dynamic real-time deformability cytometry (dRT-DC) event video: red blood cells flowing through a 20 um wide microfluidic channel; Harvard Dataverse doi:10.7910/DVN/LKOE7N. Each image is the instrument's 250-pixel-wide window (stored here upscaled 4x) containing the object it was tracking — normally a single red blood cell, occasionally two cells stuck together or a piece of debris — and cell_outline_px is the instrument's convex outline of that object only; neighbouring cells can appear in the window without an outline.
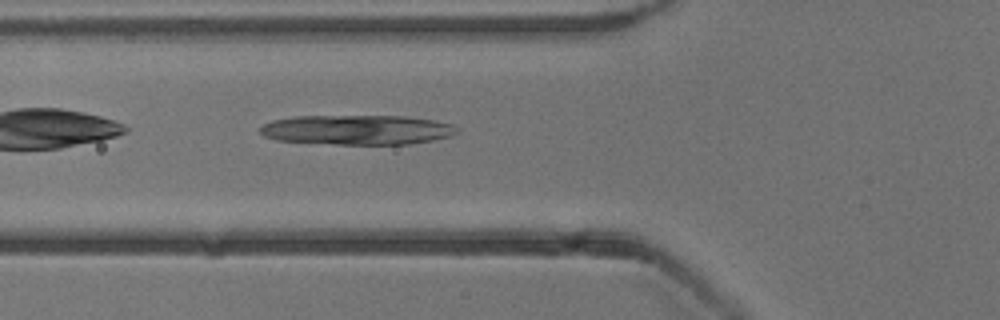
{"species": "common noctule bat (a hibernating species)", "species_latin": "Nyctalus noctula", "temperature_condition": "cold", "stored_images_in_passage": 37, "camera_frame_rate_fps": 3000, "um_per_image_px": 0.085, "animal": {"sex": "male", "body_mass_g": 13.3}, "frame": {"image": 1, "passage_image": 5, "time_ms": 1.333, "image_size_px": [1000, 320], "cell_outline_px": [[460, 132], [452, 136], [432, 140], [408, 144], [336, 144], [276, 140], [264, 136], [260, 132], [260, 128], [264, 124], [272, 120], [296, 116], [404, 116], [432, 120], [452, 124], [460, 128]], "centroid_in_image_um": [30.39, 11.03], "position_along_channel_um": 95.4, "area_um2": 34.16}}
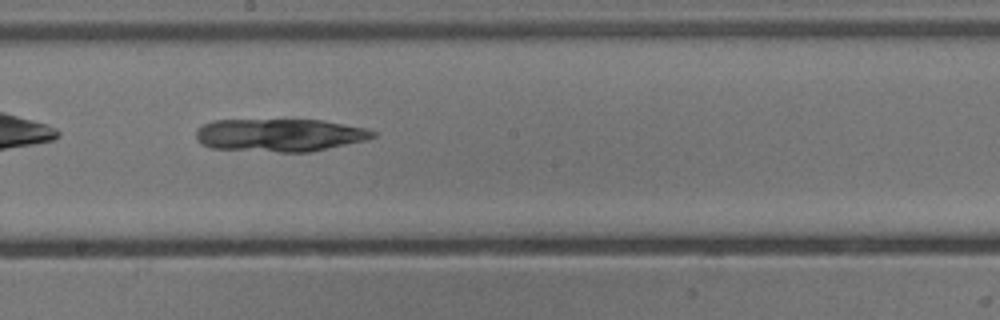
{"frame": {"image": 2, "passage_image": 15, "time_ms": 4.667, "image_size_px": [1000, 320], "cell_outline_px": [[376, 136], [364, 140], [308, 152], [276, 152], [212, 148], [200, 144], [196, 140], [196, 132], [204, 124], [212, 120], [324, 120], [368, 128], [376, 132]], "centroid_in_image_um": [23.77, 11.48], "position_along_channel_um": 224.4, "area_um2": 33.81}}
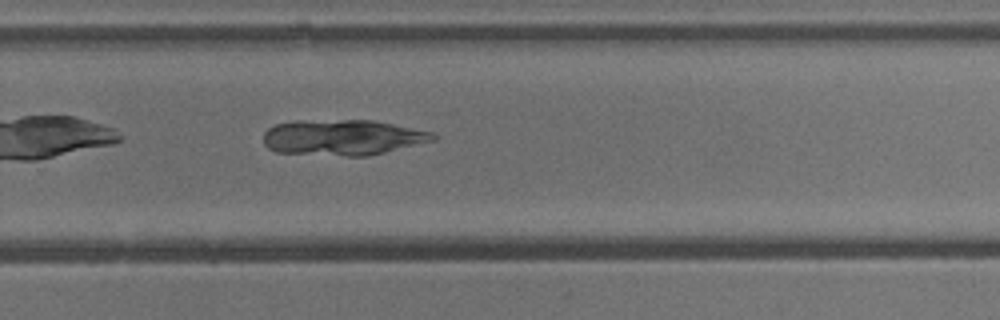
{"frame": {"image": 3, "passage_image": 21, "time_ms": 6.667, "image_size_px": [1000, 320], "cell_outline_px": [[436, 140], [368, 156], [344, 156], [276, 152], [268, 148], [264, 144], [264, 132], [268, 128], [276, 124], [296, 120], [372, 120], [432, 132], [436, 136]], "centroid_in_image_um": [29.1, 11.68], "position_along_channel_um": 300.7, "area_um2": 35.26}}